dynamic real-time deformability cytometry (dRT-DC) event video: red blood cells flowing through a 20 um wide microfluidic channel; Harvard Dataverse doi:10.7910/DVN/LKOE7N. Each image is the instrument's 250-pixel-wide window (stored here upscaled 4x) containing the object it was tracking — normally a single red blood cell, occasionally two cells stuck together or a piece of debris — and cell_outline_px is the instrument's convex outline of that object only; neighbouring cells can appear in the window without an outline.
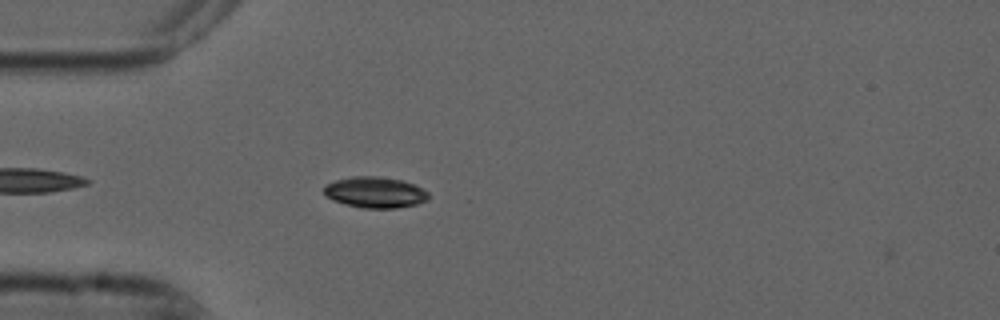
{"species": "common noctule bat (a hibernating species)", "species_latin": "Nyctalus noctula", "temperature_condition": "cold", "stored_images_in_passage": 37, "camera_frame_rate_fps": 3000, "um_per_image_px": 0.085, "animal": {"sex": "male", "forearm_length_mm": 52.5}, "frame": {"image": 1, "passage_image": 4, "time_ms": 1.0, "image_size_px": [1000, 320], "cell_outline_px": [[428, 200], [416, 204], [396, 208], [364, 208], [332, 200], [324, 196], [324, 188], [328, 184], [336, 180], [352, 176], [380, 176], [400, 180], [412, 184], [428, 192]], "centroid_in_image_um": [31.87, 16.35], "position_along_channel_um": 53.1, "area_um2": 18.67}}
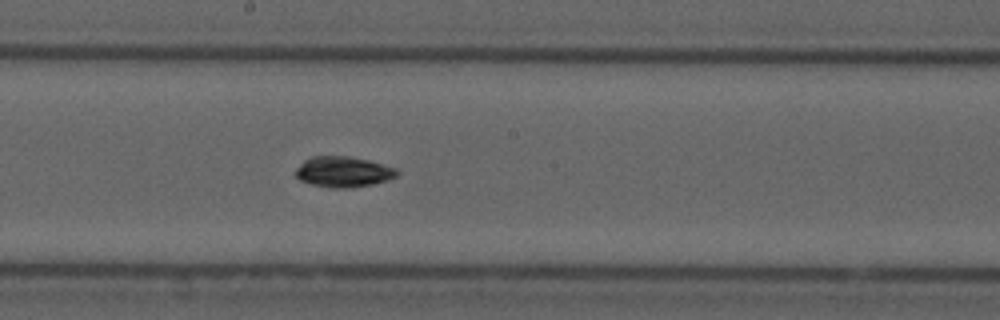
{"frame": {"image": 2, "passage_image": 18, "time_ms": 5.667, "image_size_px": [1000, 320], "cell_outline_px": [[400, 172], [396, 176], [388, 180], [372, 184], [352, 188], [328, 188], [312, 184], [300, 180], [296, 176], [296, 168], [304, 160], [312, 156], [348, 156], [368, 160], [396, 168]], "centroid_in_image_um": [29.18, 14.61], "position_along_channel_um": 219.0, "area_um2": 18.15}}
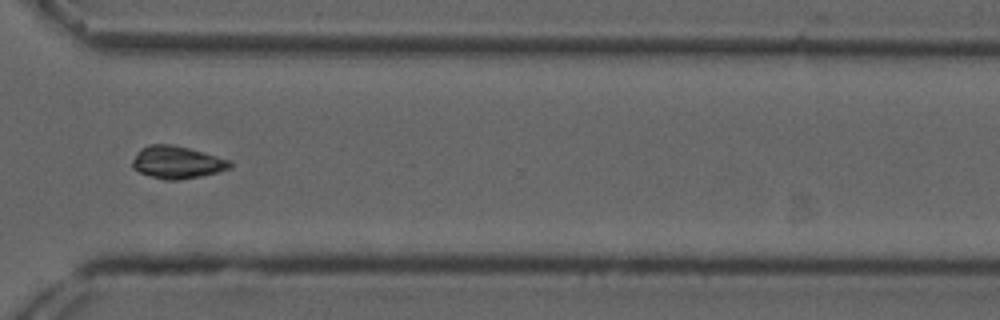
{"frame": {"image": 3, "passage_image": 29, "time_ms": 9.333, "image_size_px": [1000, 320], "cell_outline_px": [[232, 168], [200, 176], [180, 180], [164, 180], [140, 172], [132, 168], [132, 160], [136, 152], [140, 148], [148, 144], [172, 144], [204, 152], [228, 160], [232, 164]], "centroid_in_image_um": [15.01, 13.79], "position_along_channel_um": 355.6, "area_um2": 18.44}, "authors_computed_cell_mechanics": {"area_um2": 18.3804, "velocity_mm_per_s": 3.729, "shape_relaxation_time_tau1_ms": null, "shape_relaxation_time_tau2_ms": 6.1776, "deformation_change_tau1": null, "deformation_change_tau2": 0.0879}}